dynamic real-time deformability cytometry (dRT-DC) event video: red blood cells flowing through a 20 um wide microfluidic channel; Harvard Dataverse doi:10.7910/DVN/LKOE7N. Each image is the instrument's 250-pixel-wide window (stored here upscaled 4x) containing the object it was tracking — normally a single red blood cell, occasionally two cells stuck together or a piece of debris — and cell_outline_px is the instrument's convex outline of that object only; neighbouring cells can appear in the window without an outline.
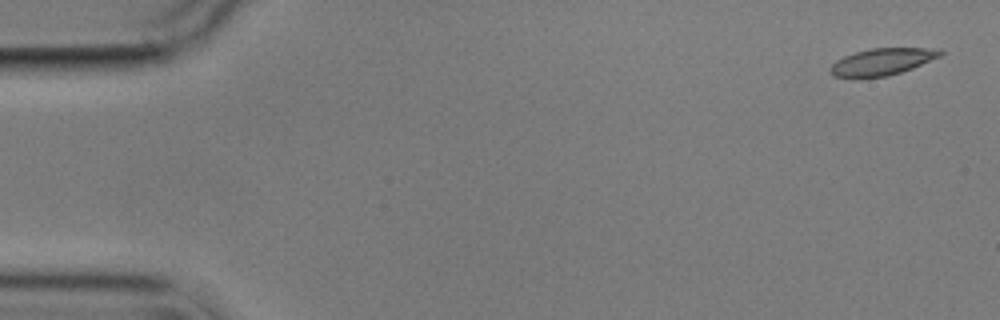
{"species": "common noctule bat (a hibernating species)", "species_latin": "Nyctalus noctula", "temperature_condition": "cold", "stored_images_in_passage": 5, "camera_frame_rate_fps": 3000, "um_per_image_px": 0.085, "animal": {"sex": "male", "body_mass_g": 17.9}, "frame": {"image": 1, "passage_image": 1, "time_ms": 0.0, "image_size_px": [1000, 320], "cell_outline_px": [[944, 52], [940, 56], [912, 68], [888, 76], [832, 76], [828, 72], [828, 68], [836, 60], [844, 56], [856, 52], [872, 48], [940, 48]], "centroid_in_image_um": [74.98, 5.22], "position_along_channel_um": 10.0, "area_um2": 16.94}}
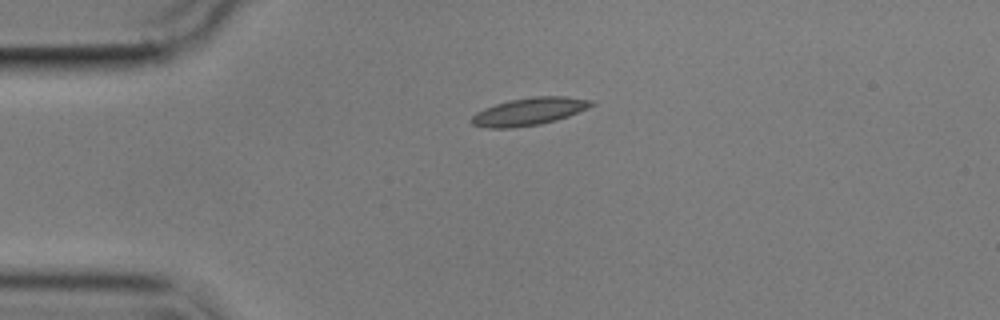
{"frame": {"image": 2, "passage_image": 4, "time_ms": 3.667, "image_size_px": [1000, 320], "cell_outline_px": [[596, 104], [588, 108], [568, 116], [556, 120], [540, 124], [512, 128], [488, 128], [472, 124], [468, 120], [476, 112], [484, 108], [508, 100], [532, 96], [564, 96], [596, 100]], "centroid_in_image_um": [44.99, 9.47], "position_along_channel_um": 40.0, "area_um2": 19.48}}